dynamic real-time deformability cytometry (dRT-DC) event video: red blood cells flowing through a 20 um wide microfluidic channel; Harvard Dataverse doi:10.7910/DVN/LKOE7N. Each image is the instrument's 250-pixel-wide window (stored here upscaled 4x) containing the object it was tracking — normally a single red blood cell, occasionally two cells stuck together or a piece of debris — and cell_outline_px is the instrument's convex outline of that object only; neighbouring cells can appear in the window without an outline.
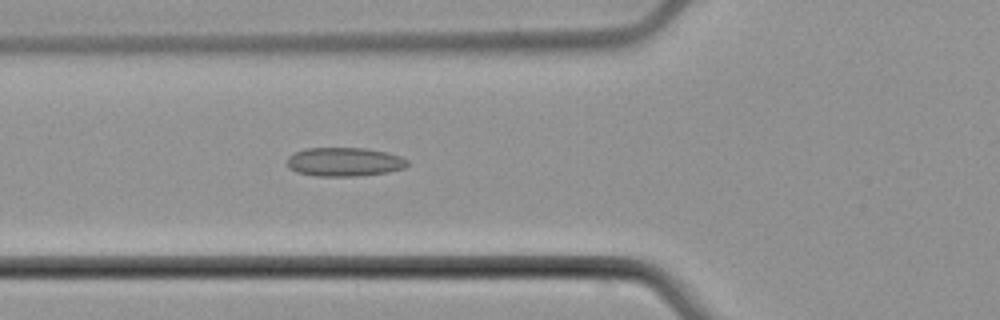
{"species": "common noctule bat (a hibernating species)", "species_latin": "Nyctalus noctula", "temperature_condition": "cold", "stored_images_in_passage": 5, "camera_frame_rate_fps": 3000, "um_per_image_px": 0.085, "animal": {"sex": "male", "body_mass_g": 21.5, "forearm_length_mm": 52.0}, "frame": {"image": 1, "passage_image": 5, "time_ms": 5.667, "image_size_px": [1000, 320], "cell_outline_px": [[408, 164], [404, 168], [388, 172], [356, 176], [316, 176], [296, 172], [288, 168], [288, 156], [304, 148], [364, 148], [388, 152], [400, 156], [408, 160]], "centroid_in_image_um": [29.27, 13.76], "position_along_channel_um": 96.5, "area_um2": 20.29}}